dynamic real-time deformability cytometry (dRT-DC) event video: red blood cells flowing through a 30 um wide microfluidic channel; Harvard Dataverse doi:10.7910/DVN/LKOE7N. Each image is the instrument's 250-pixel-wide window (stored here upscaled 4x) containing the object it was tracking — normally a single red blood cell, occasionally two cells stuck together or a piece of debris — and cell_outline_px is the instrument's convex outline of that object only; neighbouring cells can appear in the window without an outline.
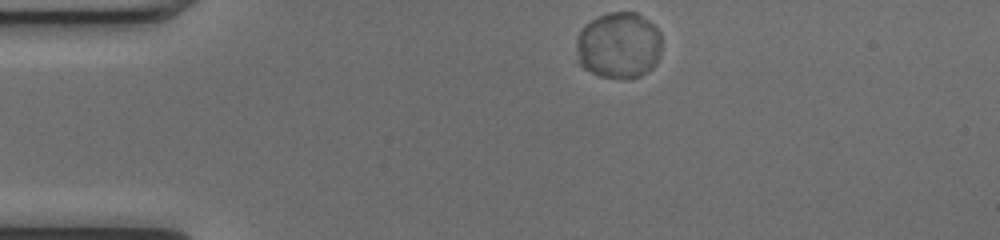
{"species": "common noctule bat (a hibernating species)", "species_latin": "Nyctalus noctula", "temperature_condition": "cold", "stored_images_in_passage": 43, "camera_frame_rate_fps": 3000, "um_per_image_px": 0.085, "animal": {"sex": "female", "body_mass_g": 17.0, "forearm_length_mm": 48.0}, "frame": {"image": 1, "passage_image": 1, "time_ms": 0.0, "image_size_px": [1000, 240], "cell_outline_px": [[660, 56], [656, 64], [652, 68], [640, 76], [600, 76], [584, 68], [580, 64], [576, 48], [576, 40], [584, 24], [608, 12], [636, 12], [648, 20], [660, 32]], "centroid_in_image_um": [52.6, 3.82], "position_along_channel_um": 32.4, "area_um2": 32.66}}
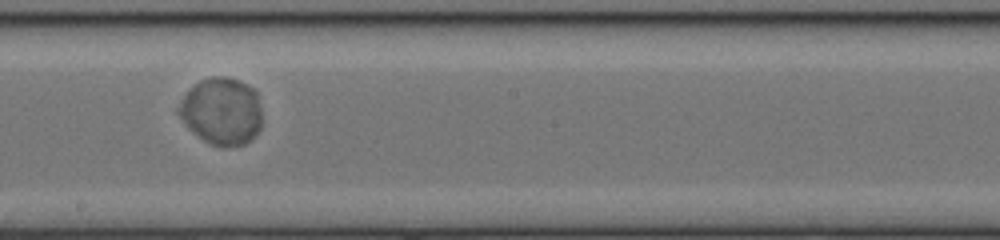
{"frame": {"image": 2, "passage_image": 20, "time_ms": 6.333, "image_size_px": [1000, 240], "cell_outline_px": [[260, 128], [256, 136], [244, 144], [224, 148], [220, 148], [204, 140], [192, 132], [188, 128], [176, 112], [184, 96], [200, 80], [212, 76], [224, 76], [240, 80], [252, 88], [256, 92], [260, 108]], "centroid_in_image_um": [18.84, 9.47], "position_along_channel_um": 229.4, "area_um2": 32.6}}
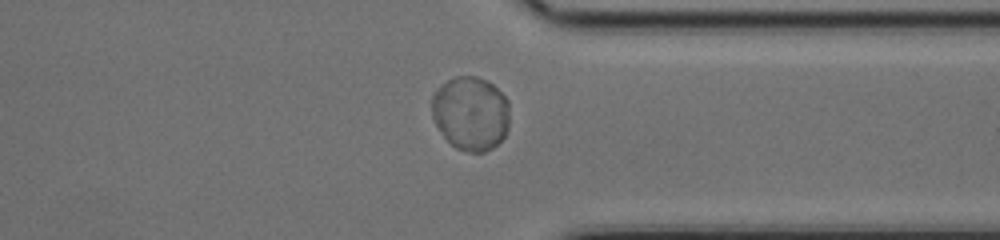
{"frame": {"image": 3, "passage_image": 31, "time_ms": 10.0, "image_size_px": [1000, 240], "cell_outline_px": [[508, 128], [504, 136], [492, 148], [484, 152], [468, 152], [456, 148], [440, 132], [432, 116], [432, 96], [448, 80], [456, 76], [476, 76], [488, 80], [508, 100]], "centroid_in_image_um": [40.01, 9.63], "position_along_channel_um": 371.4, "area_um2": 33.29}}